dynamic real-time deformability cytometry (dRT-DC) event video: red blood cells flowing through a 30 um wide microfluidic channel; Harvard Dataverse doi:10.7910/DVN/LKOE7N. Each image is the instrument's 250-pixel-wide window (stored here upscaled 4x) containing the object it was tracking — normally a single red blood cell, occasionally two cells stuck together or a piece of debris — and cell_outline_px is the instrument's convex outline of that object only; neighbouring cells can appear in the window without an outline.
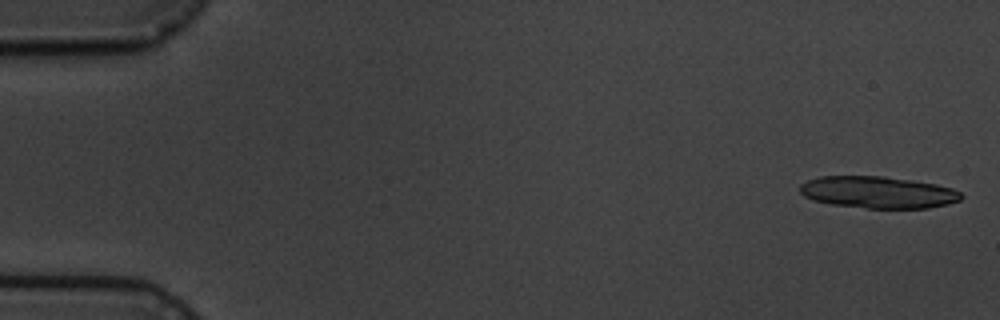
{"species": "common noctule bat (a hibernating species)", "species_latin": "Nyctalus noctula", "temperature_condition": "cold", "stored_images_in_passage": 6, "camera_frame_rate_fps": 3000, "um_per_image_px": 0.085, "animal": {"sex": "male", "body_mass_g": 19.5, "forearm_length_mm": 54.6}, "frame": {"image": 1, "passage_image": 1, "time_ms": 0.0, "image_size_px": [1000, 320], "cell_outline_px": [[964, 196], [960, 200], [948, 204], [928, 208], [868, 208], [832, 204], [812, 200], [804, 196], [800, 192], [800, 184], [808, 180], [820, 176], [884, 176], [912, 180], [936, 184], [952, 188], [960, 192]], "centroid_in_image_um": [74.64, 16.34], "position_along_channel_um": 10.4, "area_um2": 30.0}}